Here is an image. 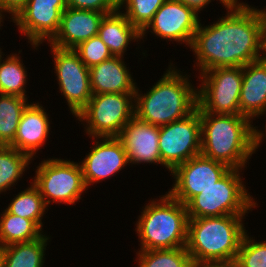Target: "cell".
<instances>
[{
	"mask_svg": "<svg viewBox=\"0 0 266 267\" xmlns=\"http://www.w3.org/2000/svg\"><path fill=\"white\" fill-rule=\"evenodd\" d=\"M4 16H5L4 13L0 10V27L3 26L2 22L4 23V21H3L5 18Z\"/></svg>",
	"mask_w": 266,
	"mask_h": 267,
	"instance_id": "ab89813d",
	"label": "cell"
},
{
	"mask_svg": "<svg viewBox=\"0 0 266 267\" xmlns=\"http://www.w3.org/2000/svg\"><path fill=\"white\" fill-rule=\"evenodd\" d=\"M12 53L0 59V94L14 95L27 98L26 83L28 79L27 69L22 61L20 53ZM22 61V62H21ZM24 65V66H23Z\"/></svg>",
	"mask_w": 266,
	"mask_h": 267,
	"instance_id": "cb8c5ba5",
	"label": "cell"
},
{
	"mask_svg": "<svg viewBox=\"0 0 266 267\" xmlns=\"http://www.w3.org/2000/svg\"><path fill=\"white\" fill-rule=\"evenodd\" d=\"M98 36L113 56H125L129 43L141 41V33L117 10L102 19Z\"/></svg>",
	"mask_w": 266,
	"mask_h": 267,
	"instance_id": "44dd1931",
	"label": "cell"
},
{
	"mask_svg": "<svg viewBox=\"0 0 266 267\" xmlns=\"http://www.w3.org/2000/svg\"><path fill=\"white\" fill-rule=\"evenodd\" d=\"M105 15L98 11L67 7L62 13L59 30L49 44L62 49L76 48L82 42L98 35Z\"/></svg>",
	"mask_w": 266,
	"mask_h": 267,
	"instance_id": "e0dca14e",
	"label": "cell"
},
{
	"mask_svg": "<svg viewBox=\"0 0 266 267\" xmlns=\"http://www.w3.org/2000/svg\"><path fill=\"white\" fill-rule=\"evenodd\" d=\"M92 139L93 147L79 162L87 188L91 184H97L115 176L125 166L130 165L123 144L118 137H93Z\"/></svg>",
	"mask_w": 266,
	"mask_h": 267,
	"instance_id": "9a60e30c",
	"label": "cell"
},
{
	"mask_svg": "<svg viewBox=\"0 0 266 267\" xmlns=\"http://www.w3.org/2000/svg\"><path fill=\"white\" fill-rule=\"evenodd\" d=\"M239 107L240 115L251 121L266 116V60L263 58L243 66Z\"/></svg>",
	"mask_w": 266,
	"mask_h": 267,
	"instance_id": "d6986e66",
	"label": "cell"
},
{
	"mask_svg": "<svg viewBox=\"0 0 266 267\" xmlns=\"http://www.w3.org/2000/svg\"><path fill=\"white\" fill-rule=\"evenodd\" d=\"M54 62V73L59 84V93L64 96L73 116L89 102L93 93L90 71L73 49H62L49 45Z\"/></svg>",
	"mask_w": 266,
	"mask_h": 267,
	"instance_id": "8fae6325",
	"label": "cell"
},
{
	"mask_svg": "<svg viewBox=\"0 0 266 267\" xmlns=\"http://www.w3.org/2000/svg\"><path fill=\"white\" fill-rule=\"evenodd\" d=\"M178 1H181L183 4L187 5L188 7L193 8L197 13L198 12L201 13L200 11L206 8V6L210 4L212 0H178ZM219 1L220 3L223 4L224 7L227 5L223 0H219Z\"/></svg>",
	"mask_w": 266,
	"mask_h": 267,
	"instance_id": "e575fe53",
	"label": "cell"
},
{
	"mask_svg": "<svg viewBox=\"0 0 266 267\" xmlns=\"http://www.w3.org/2000/svg\"><path fill=\"white\" fill-rule=\"evenodd\" d=\"M30 182L29 187L14 196L6 210L13 215L32 220L42 230L43 215L45 216L48 208L39 190Z\"/></svg>",
	"mask_w": 266,
	"mask_h": 267,
	"instance_id": "484cf974",
	"label": "cell"
},
{
	"mask_svg": "<svg viewBox=\"0 0 266 267\" xmlns=\"http://www.w3.org/2000/svg\"><path fill=\"white\" fill-rule=\"evenodd\" d=\"M159 127L134 116L122 129L121 140L129 164H161Z\"/></svg>",
	"mask_w": 266,
	"mask_h": 267,
	"instance_id": "2e32d148",
	"label": "cell"
},
{
	"mask_svg": "<svg viewBox=\"0 0 266 267\" xmlns=\"http://www.w3.org/2000/svg\"><path fill=\"white\" fill-rule=\"evenodd\" d=\"M136 254L138 267H193L186 247L139 250Z\"/></svg>",
	"mask_w": 266,
	"mask_h": 267,
	"instance_id": "83f0119b",
	"label": "cell"
},
{
	"mask_svg": "<svg viewBox=\"0 0 266 267\" xmlns=\"http://www.w3.org/2000/svg\"><path fill=\"white\" fill-rule=\"evenodd\" d=\"M31 161L34 160L15 148L0 146V194L17 185L16 182L21 180Z\"/></svg>",
	"mask_w": 266,
	"mask_h": 267,
	"instance_id": "d4e9b609",
	"label": "cell"
},
{
	"mask_svg": "<svg viewBox=\"0 0 266 267\" xmlns=\"http://www.w3.org/2000/svg\"><path fill=\"white\" fill-rule=\"evenodd\" d=\"M123 58L112 56L89 68L93 94L135 93L137 83L132 78Z\"/></svg>",
	"mask_w": 266,
	"mask_h": 267,
	"instance_id": "ffe728a7",
	"label": "cell"
},
{
	"mask_svg": "<svg viewBox=\"0 0 266 267\" xmlns=\"http://www.w3.org/2000/svg\"><path fill=\"white\" fill-rule=\"evenodd\" d=\"M231 168L203 155L192 157L170 173L175 179L168 194L186 205L194 196L215 185Z\"/></svg>",
	"mask_w": 266,
	"mask_h": 267,
	"instance_id": "7c38bea8",
	"label": "cell"
},
{
	"mask_svg": "<svg viewBox=\"0 0 266 267\" xmlns=\"http://www.w3.org/2000/svg\"><path fill=\"white\" fill-rule=\"evenodd\" d=\"M226 4H244V2H239L238 0H223Z\"/></svg>",
	"mask_w": 266,
	"mask_h": 267,
	"instance_id": "74e56055",
	"label": "cell"
},
{
	"mask_svg": "<svg viewBox=\"0 0 266 267\" xmlns=\"http://www.w3.org/2000/svg\"><path fill=\"white\" fill-rule=\"evenodd\" d=\"M266 60V8H265V22L263 26V57Z\"/></svg>",
	"mask_w": 266,
	"mask_h": 267,
	"instance_id": "8d00e7d4",
	"label": "cell"
},
{
	"mask_svg": "<svg viewBox=\"0 0 266 267\" xmlns=\"http://www.w3.org/2000/svg\"><path fill=\"white\" fill-rule=\"evenodd\" d=\"M188 77L170 62L163 76L146 93L142 94L136 86L135 116L161 127L194 112L198 107V89Z\"/></svg>",
	"mask_w": 266,
	"mask_h": 267,
	"instance_id": "7a4b0ae2",
	"label": "cell"
},
{
	"mask_svg": "<svg viewBox=\"0 0 266 267\" xmlns=\"http://www.w3.org/2000/svg\"><path fill=\"white\" fill-rule=\"evenodd\" d=\"M201 155L244 169L252 156V124L240 114H211L199 107Z\"/></svg>",
	"mask_w": 266,
	"mask_h": 267,
	"instance_id": "3957f363",
	"label": "cell"
},
{
	"mask_svg": "<svg viewBox=\"0 0 266 267\" xmlns=\"http://www.w3.org/2000/svg\"><path fill=\"white\" fill-rule=\"evenodd\" d=\"M2 53H3L2 49L0 48V59H1L2 56H4V53L3 54Z\"/></svg>",
	"mask_w": 266,
	"mask_h": 267,
	"instance_id": "60d3db41",
	"label": "cell"
},
{
	"mask_svg": "<svg viewBox=\"0 0 266 267\" xmlns=\"http://www.w3.org/2000/svg\"><path fill=\"white\" fill-rule=\"evenodd\" d=\"M32 220L16 216L6 209L0 215V245L2 247L40 238L44 233Z\"/></svg>",
	"mask_w": 266,
	"mask_h": 267,
	"instance_id": "603a6c76",
	"label": "cell"
},
{
	"mask_svg": "<svg viewBox=\"0 0 266 267\" xmlns=\"http://www.w3.org/2000/svg\"><path fill=\"white\" fill-rule=\"evenodd\" d=\"M36 168L31 181L47 207L51 203L75 204L88 190L80 163L52 157L43 159Z\"/></svg>",
	"mask_w": 266,
	"mask_h": 267,
	"instance_id": "ba28073f",
	"label": "cell"
},
{
	"mask_svg": "<svg viewBox=\"0 0 266 267\" xmlns=\"http://www.w3.org/2000/svg\"><path fill=\"white\" fill-rule=\"evenodd\" d=\"M159 151L162 166L171 172L201 153V121L197 109L170 124L159 127Z\"/></svg>",
	"mask_w": 266,
	"mask_h": 267,
	"instance_id": "30bf717a",
	"label": "cell"
},
{
	"mask_svg": "<svg viewBox=\"0 0 266 267\" xmlns=\"http://www.w3.org/2000/svg\"><path fill=\"white\" fill-rule=\"evenodd\" d=\"M3 266V247L0 245V267Z\"/></svg>",
	"mask_w": 266,
	"mask_h": 267,
	"instance_id": "f35d334b",
	"label": "cell"
},
{
	"mask_svg": "<svg viewBox=\"0 0 266 267\" xmlns=\"http://www.w3.org/2000/svg\"><path fill=\"white\" fill-rule=\"evenodd\" d=\"M193 8L178 0H166L156 11L152 21L141 32L144 41L149 31L161 40L186 44L190 48L194 34L199 26L200 17ZM148 30V31H147Z\"/></svg>",
	"mask_w": 266,
	"mask_h": 267,
	"instance_id": "5bb4252c",
	"label": "cell"
},
{
	"mask_svg": "<svg viewBox=\"0 0 266 267\" xmlns=\"http://www.w3.org/2000/svg\"><path fill=\"white\" fill-rule=\"evenodd\" d=\"M264 139H266V125L265 130H260L252 125V154L257 152L256 150L261 146Z\"/></svg>",
	"mask_w": 266,
	"mask_h": 267,
	"instance_id": "836d02e7",
	"label": "cell"
},
{
	"mask_svg": "<svg viewBox=\"0 0 266 267\" xmlns=\"http://www.w3.org/2000/svg\"><path fill=\"white\" fill-rule=\"evenodd\" d=\"M135 116V93L93 94L87 105L75 116L85 124L90 138L118 137Z\"/></svg>",
	"mask_w": 266,
	"mask_h": 267,
	"instance_id": "52a82bcc",
	"label": "cell"
},
{
	"mask_svg": "<svg viewBox=\"0 0 266 267\" xmlns=\"http://www.w3.org/2000/svg\"><path fill=\"white\" fill-rule=\"evenodd\" d=\"M193 267H238L235 260L233 261H215L202 262L193 264Z\"/></svg>",
	"mask_w": 266,
	"mask_h": 267,
	"instance_id": "d590c367",
	"label": "cell"
},
{
	"mask_svg": "<svg viewBox=\"0 0 266 267\" xmlns=\"http://www.w3.org/2000/svg\"><path fill=\"white\" fill-rule=\"evenodd\" d=\"M28 0H0V10L3 13H9L13 20L18 13L25 7Z\"/></svg>",
	"mask_w": 266,
	"mask_h": 267,
	"instance_id": "d6a6232c",
	"label": "cell"
},
{
	"mask_svg": "<svg viewBox=\"0 0 266 267\" xmlns=\"http://www.w3.org/2000/svg\"><path fill=\"white\" fill-rule=\"evenodd\" d=\"M166 0H118V10L141 33ZM124 7V8H123Z\"/></svg>",
	"mask_w": 266,
	"mask_h": 267,
	"instance_id": "f1b7e54d",
	"label": "cell"
},
{
	"mask_svg": "<svg viewBox=\"0 0 266 267\" xmlns=\"http://www.w3.org/2000/svg\"><path fill=\"white\" fill-rule=\"evenodd\" d=\"M241 172L242 169L231 168L215 185L194 196L186 204L188 217L245 216L257 207V201L244 185Z\"/></svg>",
	"mask_w": 266,
	"mask_h": 267,
	"instance_id": "8992f818",
	"label": "cell"
},
{
	"mask_svg": "<svg viewBox=\"0 0 266 267\" xmlns=\"http://www.w3.org/2000/svg\"><path fill=\"white\" fill-rule=\"evenodd\" d=\"M198 106L211 114H240L243 67H217L199 75Z\"/></svg>",
	"mask_w": 266,
	"mask_h": 267,
	"instance_id": "9c48e42d",
	"label": "cell"
},
{
	"mask_svg": "<svg viewBox=\"0 0 266 267\" xmlns=\"http://www.w3.org/2000/svg\"><path fill=\"white\" fill-rule=\"evenodd\" d=\"M28 98L0 94V146H9L17 133Z\"/></svg>",
	"mask_w": 266,
	"mask_h": 267,
	"instance_id": "4316f807",
	"label": "cell"
},
{
	"mask_svg": "<svg viewBox=\"0 0 266 267\" xmlns=\"http://www.w3.org/2000/svg\"><path fill=\"white\" fill-rule=\"evenodd\" d=\"M73 50L88 68L98 65L113 56L98 35L82 42Z\"/></svg>",
	"mask_w": 266,
	"mask_h": 267,
	"instance_id": "4dcf8cb0",
	"label": "cell"
},
{
	"mask_svg": "<svg viewBox=\"0 0 266 267\" xmlns=\"http://www.w3.org/2000/svg\"><path fill=\"white\" fill-rule=\"evenodd\" d=\"M245 216L189 218L186 250L193 264L236 259L247 232Z\"/></svg>",
	"mask_w": 266,
	"mask_h": 267,
	"instance_id": "277c9868",
	"label": "cell"
},
{
	"mask_svg": "<svg viewBox=\"0 0 266 267\" xmlns=\"http://www.w3.org/2000/svg\"><path fill=\"white\" fill-rule=\"evenodd\" d=\"M66 8V0H28L12 22L37 50L40 44L46 40L49 43L57 34Z\"/></svg>",
	"mask_w": 266,
	"mask_h": 267,
	"instance_id": "4fadbf2b",
	"label": "cell"
},
{
	"mask_svg": "<svg viewBox=\"0 0 266 267\" xmlns=\"http://www.w3.org/2000/svg\"><path fill=\"white\" fill-rule=\"evenodd\" d=\"M67 7L111 14L118 10V0H66Z\"/></svg>",
	"mask_w": 266,
	"mask_h": 267,
	"instance_id": "1f68e13d",
	"label": "cell"
},
{
	"mask_svg": "<svg viewBox=\"0 0 266 267\" xmlns=\"http://www.w3.org/2000/svg\"><path fill=\"white\" fill-rule=\"evenodd\" d=\"M146 204L135 224L140 250L186 247L189 220L186 205L167 192Z\"/></svg>",
	"mask_w": 266,
	"mask_h": 267,
	"instance_id": "5b68a950",
	"label": "cell"
},
{
	"mask_svg": "<svg viewBox=\"0 0 266 267\" xmlns=\"http://www.w3.org/2000/svg\"><path fill=\"white\" fill-rule=\"evenodd\" d=\"M235 262L238 267H266V241L256 242L246 232L240 243Z\"/></svg>",
	"mask_w": 266,
	"mask_h": 267,
	"instance_id": "f546056e",
	"label": "cell"
},
{
	"mask_svg": "<svg viewBox=\"0 0 266 267\" xmlns=\"http://www.w3.org/2000/svg\"><path fill=\"white\" fill-rule=\"evenodd\" d=\"M227 14L211 25L199 26L190 49L199 74L217 67H243L263 57L265 9L227 4Z\"/></svg>",
	"mask_w": 266,
	"mask_h": 267,
	"instance_id": "6da1fadb",
	"label": "cell"
},
{
	"mask_svg": "<svg viewBox=\"0 0 266 267\" xmlns=\"http://www.w3.org/2000/svg\"><path fill=\"white\" fill-rule=\"evenodd\" d=\"M49 120L42 104L30 102L22 112L16 136L9 146L27 154L33 160L36 152L49 139Z\"/></svg>",
	"mask_w": 266,
	"mask_h": 267,
	"instance_id": "ac0fdd59",
	"label": "cell"
},
{
	"mask_svg": "<svg viewBox=\"0 0 266 267\" xmlns=\"http://www.w3.org/2000/svg\"><path fill=\"white\" fill-rule=\"evenodd\" d=\"M49 239L44 234L34 241L4 246L2 267H44Z\"/></svg>",
	"mask_w": 266,
	"mask_h": 267,
	"instance_id": "7402d4cb",
	"label": "cell"
}]
</instances>
